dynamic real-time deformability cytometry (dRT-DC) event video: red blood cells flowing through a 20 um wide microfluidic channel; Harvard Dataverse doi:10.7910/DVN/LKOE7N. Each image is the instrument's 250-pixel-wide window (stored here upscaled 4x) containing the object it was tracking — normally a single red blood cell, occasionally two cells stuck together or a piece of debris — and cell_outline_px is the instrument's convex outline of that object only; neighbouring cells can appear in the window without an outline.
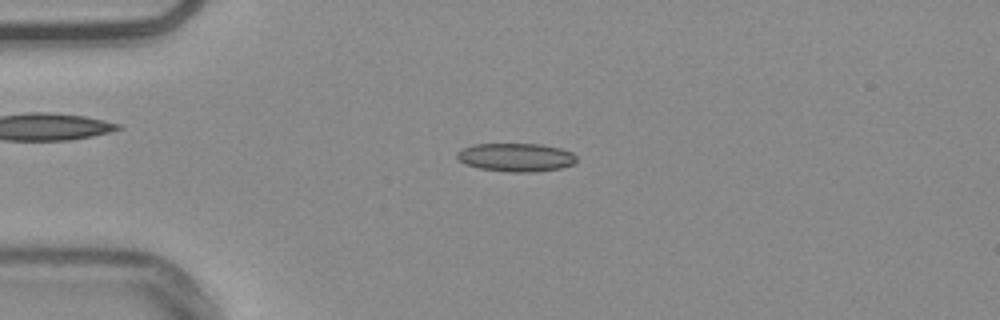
{"species": "common noctule bat (a hibernating species)", "species_latin": "Nyctalus noctula", "temperature_condition": "warm", "stored_images_in_passage": 53, "camera_frame_rate_fps": 3000, "um_per_image_px": 0.085, "animal": {"sex": "male", "body_mass_g": 20.4}, "frame": {"image": 1, "passage_image": 13, "time_ms": 4.0, "image_size_px": [1000, 320], "cell_outline_px": [[576, 164], [560, 168], [532, 172], [508, 172], [480, 168], [464, 164], [456, 160], [456, 152], [460, 148], [476, 144], [540, 144], [560, 148], [572, 152], [576, 156]], "centroid_in_image_um": [43.82, 13.37], "position_along_channel_um": 41.2, "area_um2": 20.0}}
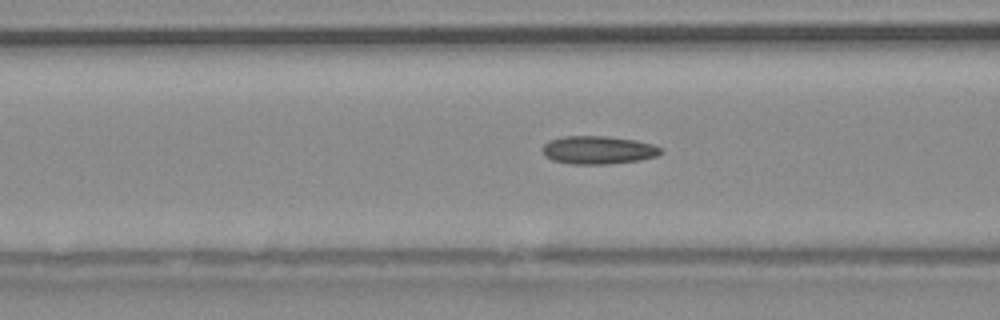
{"frame": {"image": 2, "passage_image": 21, "time_ms": 6.667, "image_size_px": [1000, 320], "cell_outline_px": [[664, 152], [656, 156], [640, 160], [608, 164], [572, 164], [552, 160], [544, 156], [544, 144], [548, 140], [564, 136], [608, 136], [636, 140], [652, 144], [664, 148]], "centroid_in_image_um": [50.88, 12.75], "position_along_channel_um": 115.7, "area_um2": 19.54}}
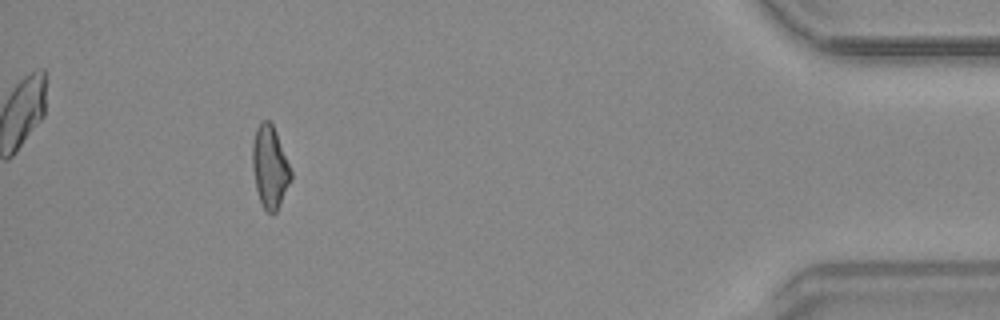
{"frame": {"image": 3, "passage_image": 49, "time_ms": 16.0, "image_size_px": [1000, 320], "cell_outline_px": [[292, 180], [276, 212], [268, 212], [264, 208], [260, 200], [256, 188], [252, 168], [252, 144], [256, 128], [260, 120], [268, 120], [272, 124], [276, 132], [292, 172]], "centroid_in_image_um": [22.94, 14.17], "position_along_channel_um": 412.3, "area_um2": 18.38}, "authors_computed_cell_mechanics": {"area_um2": 18.6116, "velocity_mm_per_s": 3.8092, "shape_relaxation_time_tau1_ms": 10.8481, "shape_relaxation_time_tau2_ms": 4.673, "deformation_change_tau1": 0.1997, "deformation_change_tau2": 0.1504}}